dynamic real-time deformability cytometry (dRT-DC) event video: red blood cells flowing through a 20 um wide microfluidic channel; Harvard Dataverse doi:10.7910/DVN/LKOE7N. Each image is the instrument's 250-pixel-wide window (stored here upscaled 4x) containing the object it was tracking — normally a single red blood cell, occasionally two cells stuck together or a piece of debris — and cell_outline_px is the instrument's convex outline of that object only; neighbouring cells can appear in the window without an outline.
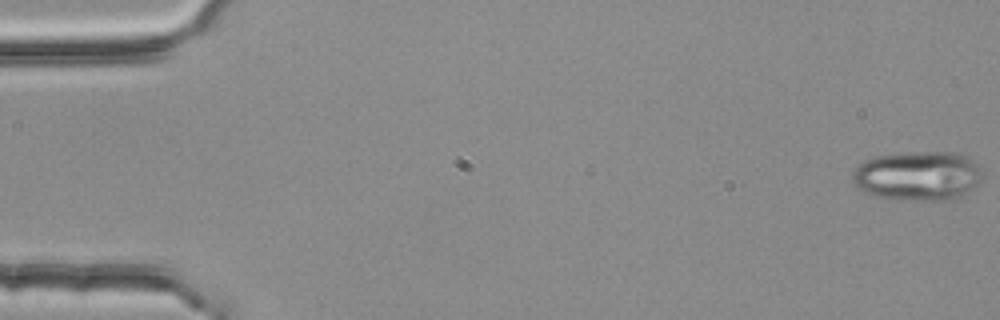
{"species": "common noctule bat (a hibernating species)", "species_latin": "Nyctalus noctula", "temperature_condition": "room temperature", "stored_images_in_passage": 5, "camera_frame_rate_fps": 3000, "um_per_image_px": 0.085, "animal": {"sex": "female", "body_mass_g": 25.1}, "frame": {"image": 1, "passage_image": 1, "time_ms": 0.0, "image_size_px": [1000, 320], "cell_outline_px": [[984, 176], [972, 188], [952, 200], [896, 200], [876, 196], [864, 192], [852, 180], [852, 172], [860, 164], [876, 156], [904, 152], [956, 152], [968, 156], [976, 164]], "centroid_in_image_um": [78.02, 14.94], "position_along_channel_um": 7.0, "area_um2": 37.4}}